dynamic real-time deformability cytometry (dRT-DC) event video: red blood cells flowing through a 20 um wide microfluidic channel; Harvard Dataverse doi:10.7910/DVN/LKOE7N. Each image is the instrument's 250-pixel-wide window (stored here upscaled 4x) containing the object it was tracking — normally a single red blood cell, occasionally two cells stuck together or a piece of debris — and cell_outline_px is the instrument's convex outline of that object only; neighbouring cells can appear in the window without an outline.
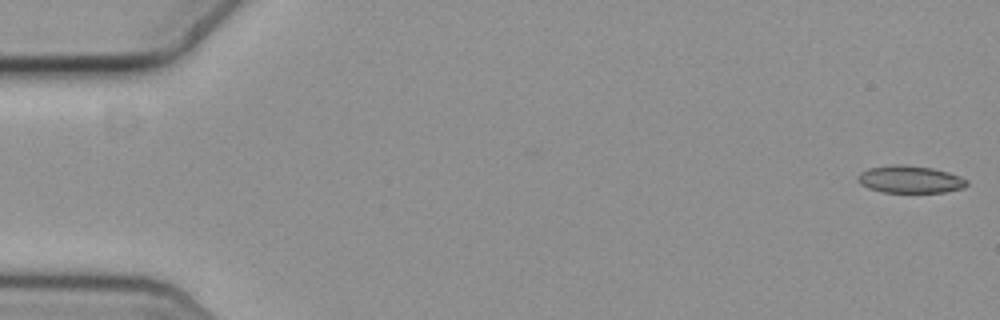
{"species": "common noctule bat (a hibernating species)", "species_latin": "Nyctalus noctula", "temperature_condition": "cold", "stored_images_in_passage": 15, "camera_frame_rate_fps": 3000, "um_per_image_px": 0.085, "animal": {"sex": "female", "body_mass_g": 19.3, "forearm_length_mm": 54.1}, "frame": {"image": 1, "passage_image": 1, "time_ms": 0.0, "image_size_px": [1000, 320], "cell_outline_px": [[968, 184], [964, 188], [944, 192], [884, 192], [868, 188], [860, 184], [856, 180], [860, 172], [868, 168], [892, 164], [900, 164], [932, 168], [948, 172], [960, 176], [968, 180]], "centroid_in_image_um": [77.34, 15.24], "position_along_channel_um": 7.7, "area_um2": 17.46}}